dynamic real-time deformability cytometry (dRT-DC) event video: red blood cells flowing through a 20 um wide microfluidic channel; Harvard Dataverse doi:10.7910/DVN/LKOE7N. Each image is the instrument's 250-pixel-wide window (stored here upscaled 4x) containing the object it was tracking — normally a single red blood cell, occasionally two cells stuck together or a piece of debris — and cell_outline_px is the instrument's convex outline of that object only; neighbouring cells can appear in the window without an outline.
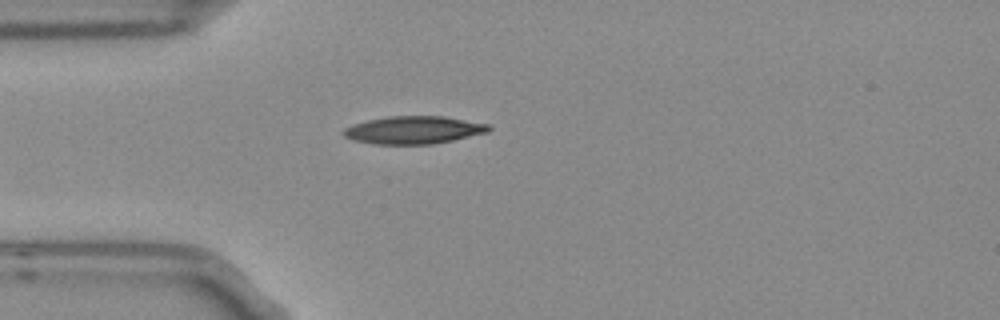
{"species": "Egyptian fruit bat (a non-hibernating species)", "species_latin": "Rousettus aegyptiacus", "temperature_condition": "room temperature", "stored_images_in_passage": 5, "camera_frame_rate_fps": 3000, "um_per_image_px": 0.085, "frame": {"image": 1, "passage_image": 5, "time_ms": 1.333, "image_size_px": [1000, 320], "cell_outline_px": [[492, 128], [488, 132], [452, 140], [432, 144], [372, 144], [352, 140], [344, 136], [340, 132], [344, 128], [352, 124], [368, 120], [388, 116], [444, 116], [488, 124]], "centroid_in_image_um": [35.11, 11.05], "position_along_channel_um": 49.9, "area_um2": 23.52}}